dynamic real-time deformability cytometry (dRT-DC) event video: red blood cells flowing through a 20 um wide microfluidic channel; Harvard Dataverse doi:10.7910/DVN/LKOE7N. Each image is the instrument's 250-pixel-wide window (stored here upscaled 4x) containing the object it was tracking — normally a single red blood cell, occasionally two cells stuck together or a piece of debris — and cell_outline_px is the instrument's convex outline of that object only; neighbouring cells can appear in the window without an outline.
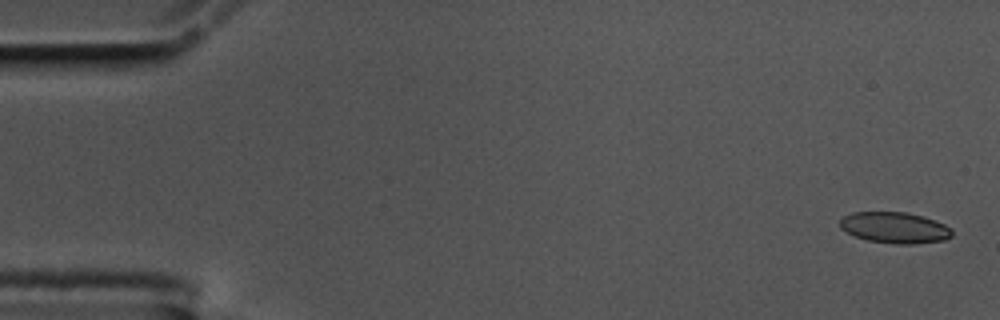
{"species": "common noctule bat (a hibernating species)", "species_latin": "Nyctalus noctula", "temperature_condition": "cold", "stored_images_in_passage": 57, "camera_frame_rate_fps": 3000, "um_per_image_px": 0.085, "animal": {"sex": "male", "body_mass_g": 17.5, "forearm_length_mm": 52.3}, "frame": {"image": 1, "passage_image": 1, "time_ms": 0.0, "image_size_px": [1000, 320], "cell_outline_px": [[952, 236], [944, 240], [912, 244], [896, 244], [868, 240], [856, 236], [840, 228], [840, 220], [844, 216], [852, 212], [908, 212], [924, 216], [936, 220], [952, 228]], "centroid_in_image_um": [76.08, 19.34], "position_along_channel_um": 8.9, "area_um2": 20.35}}
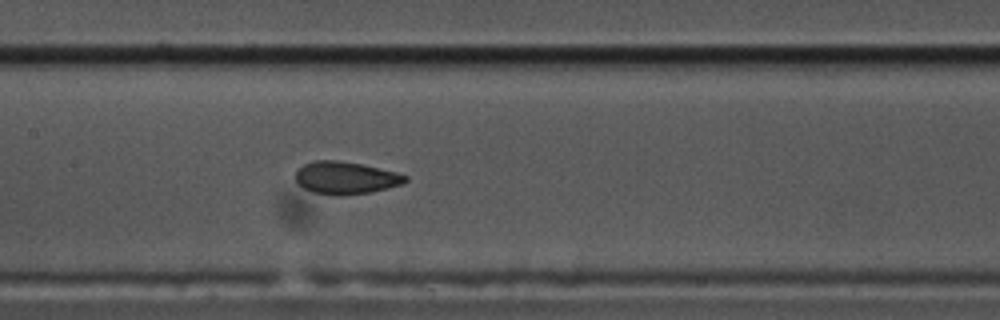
{"frame": {"image": 2, "passage_image": 27, "time_ms": 8.667, "image_size_px": [1000, 320], "cell_outline_px": [[408, 180], [404, 184], [372, 192], [340, 196], [332, 196], [312, 192], [296, 184], [296, 172], [304, 164], [316, 160], [336, 160], [360, 164], [396, 172], [408, 176]], "centroid_in_image_um": [29.38, 15.14], "position_along_channel_um": 178.0, "area_um2": 20.92}}
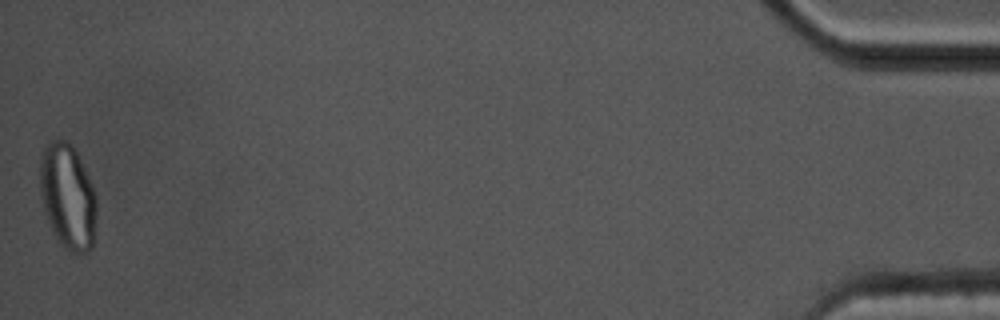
{"frame": {"image": 3, "passage_image": 57, "time_ms": 18.667, "image_size_px": [1000, 320], "cell_outline_px": [[96, 216], [92, 248], [88, 252], [72, 252], [64, 248], [60, 244], [52, 232], [44, 212], [40, 196], [40, 156], [44, 148], [52, 140], [64, 140], [72, 144], [92, 184], [96, 196]], "centroid_in_image_um": [5.74, 16.72], "position_along_channel_um": 429.5, "area_um2": 34.85}, "authors_computed_cell_mechanics": {"area_um2": 21.1548, "velocity_mm_per_s": 3.4701, "shape_relaxation_time_tau1_ms": 6.1527, "shape_relaxation_time_tau2_ms": 1.4366, "deformation_change_tau1": 0.1242, "deformation_change_tau2": 0.0728}}